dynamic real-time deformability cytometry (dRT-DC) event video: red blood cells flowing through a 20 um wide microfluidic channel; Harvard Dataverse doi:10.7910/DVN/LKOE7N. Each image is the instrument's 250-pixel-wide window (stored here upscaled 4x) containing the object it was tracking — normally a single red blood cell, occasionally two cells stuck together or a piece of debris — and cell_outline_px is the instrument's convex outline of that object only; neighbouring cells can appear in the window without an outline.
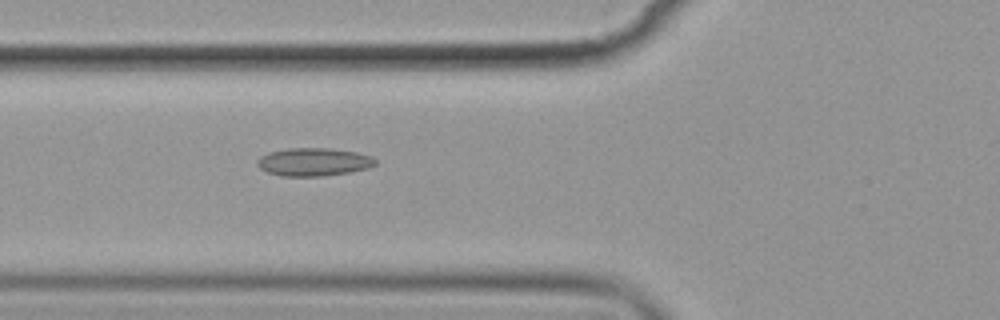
{"species": "common noctule bat (a hibernating species)", "species_latin": "Nyctalus noctula", "temperature_condition": "cold", "stored_images_in_passage": 3, "camera_frame_rate_fps": 3000, "um_per_image_px": 0.085, "animal": {"sex": "female", "body_mass_g": 19.9}, "frame": {"image": 1, "passage_image": 3, "time_ms": 2.333, "image_size_px": [1000, 320], "cell_outline_px": [[376, 164], [368, 168], [348, 172], [320, 176], [280, 176], [268, 172], [260, 168], [256, 164], [256, 160], [260, 156], [268, 152], [288, 148], [328, 148], [356, 152], [372, 156], [376, 160]], "centroid_in_image_um": [26.63, 13.76], "position_along_channel_um": 99.2, "area_um2": 19.31}}